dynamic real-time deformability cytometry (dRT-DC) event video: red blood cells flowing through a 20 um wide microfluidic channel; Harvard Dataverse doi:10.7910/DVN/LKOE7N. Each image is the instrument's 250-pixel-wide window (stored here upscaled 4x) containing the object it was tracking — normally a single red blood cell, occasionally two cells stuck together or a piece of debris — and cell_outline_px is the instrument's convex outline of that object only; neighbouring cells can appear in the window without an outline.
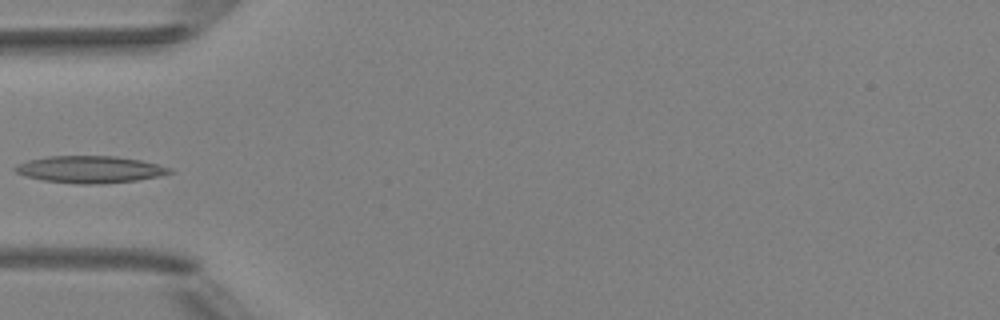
{"species": "Egyptian fruit bat (a non-hibernating species)", "species_latin": "Rousettus aegyptiacus", "temperature_condition": "room temperature", "stored_images_in_passage": 6, "camera_frame_rate_fps": 3000, "um_per_image_px": 0.085, "animal": {"sex": "female"}, "frame": {"image": 1, "passage_image": 5, "time_ms": 4.667, "image_size_px": [1000, 320], "cell_outline_px": [[176, 172], [136, 180], [100, 184], [76, 184], [44, 180], [24, 176], [16, 172], [12, 168], [16, 164], [28, 160], [48, 156], [116, 156], [140, 160], [172, 168]], "centroid_in_image_um": [7.62, 14.4], "position_along_channel_um": 77.4, "area_um2": 24.33}}
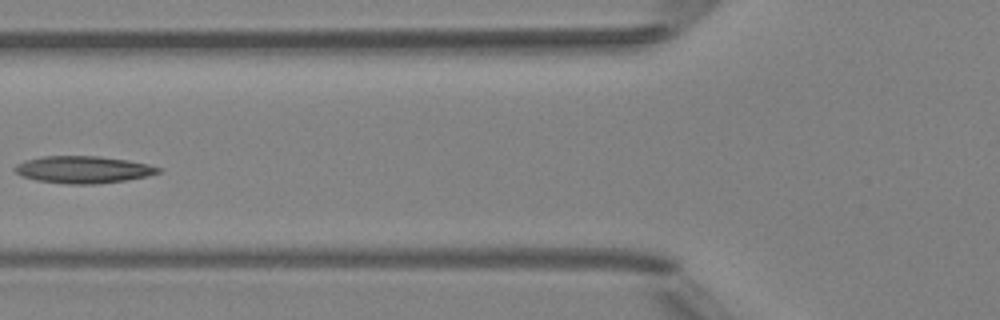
{"frame": {"image": 2, "passage_image": 6, "time_ms": 5.667, "image_size_px": [1000, 320], "cell_outline_px": [[164, 168], [160, 172], [148, 176], [124, 180], [92, 184], [68, 184], [36, 180], [24, 176], [16, 172], [12, 168], [16, 164], [24, 160], [44, 156], [100, 156], [128, 160], [148, 164]], "centroid_in_image_um": [7.08, 14.4], "position_along_channel_um": 118.7, "area_um2": 22.66}}